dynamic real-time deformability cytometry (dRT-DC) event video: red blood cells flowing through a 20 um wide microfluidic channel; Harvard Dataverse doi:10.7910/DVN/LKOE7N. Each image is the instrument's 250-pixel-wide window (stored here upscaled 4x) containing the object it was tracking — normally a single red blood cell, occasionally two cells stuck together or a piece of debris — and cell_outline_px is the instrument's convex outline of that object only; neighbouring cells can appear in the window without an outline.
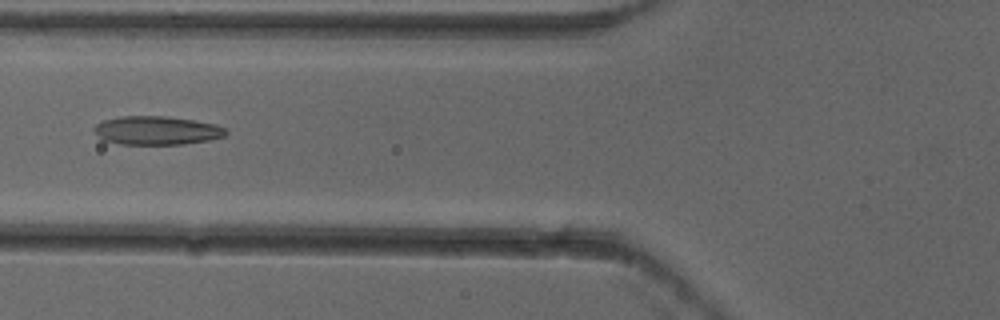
{"species": "common noctule bat (a hibernating species)", "species_latin": "Nyctalus noctula", "temperature_condition": "cold", "stored_images_in_passage": 6, "camera_frame_rate_fps": 3000, "um_per_image_px": 0.085, "animal": {"sex": "female"}, "frame": {"image": 1, "passage_image": 6, "time_ms": 1.667, "image_size_px": [1000, 320], "cell_outline_px": [[228, 132], [224, 136], [208, 140], [184, 144], [120, 144], [104, 140], [92, 128], [96, 124], [104, 120], [120, 116], [168, 116], [216, 124], [224, 128]], "centroid_in_image_um": [13.32, 11.08], "position_along_channel_um": 112.5, "area_um2": 21.85}}